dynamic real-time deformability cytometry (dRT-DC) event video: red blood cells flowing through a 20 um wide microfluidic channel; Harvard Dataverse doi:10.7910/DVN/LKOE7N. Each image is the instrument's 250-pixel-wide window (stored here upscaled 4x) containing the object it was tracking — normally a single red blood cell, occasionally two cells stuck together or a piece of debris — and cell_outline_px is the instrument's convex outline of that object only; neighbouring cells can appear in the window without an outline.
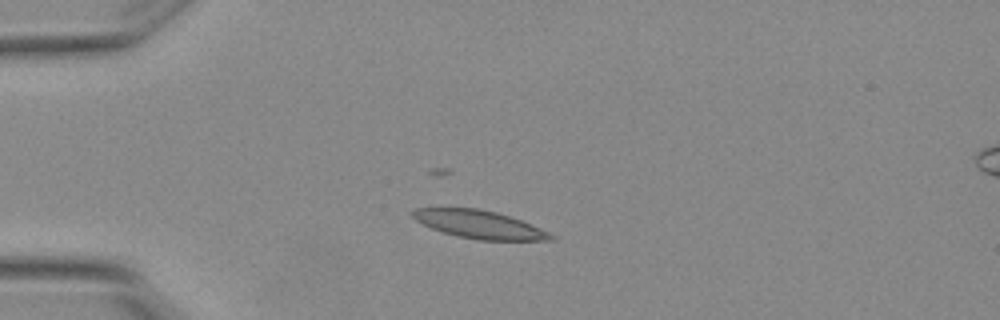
{"species": "Egyptian fruit bat (a non-hibernating species)", "species_latin": "Rousettus aegyptiacus", "temperature_condition": "warm", "stored_images_in_passage": 3, "camera_frame_rate_fps": 3000, "um_per_image_px": 0.085, "animal": {"sex": "female"}, "frame": {"image": 1, "passage_image": 2, "time_ms": 0.333, "image_size_px": [1000, 320], "cell_outline_px": [[556, 240], [476, 240], [456, 236], [432, 228], [416, 220], [412, 216], [412, 212], [416, 208], [476, 208], [496, 212], [520, 220], [540, 228], [556, 236]], "centroid_in_image_um": [40.76, 19.09], "position_along_channel_um": 44.2, "area_um2": 22.31}}